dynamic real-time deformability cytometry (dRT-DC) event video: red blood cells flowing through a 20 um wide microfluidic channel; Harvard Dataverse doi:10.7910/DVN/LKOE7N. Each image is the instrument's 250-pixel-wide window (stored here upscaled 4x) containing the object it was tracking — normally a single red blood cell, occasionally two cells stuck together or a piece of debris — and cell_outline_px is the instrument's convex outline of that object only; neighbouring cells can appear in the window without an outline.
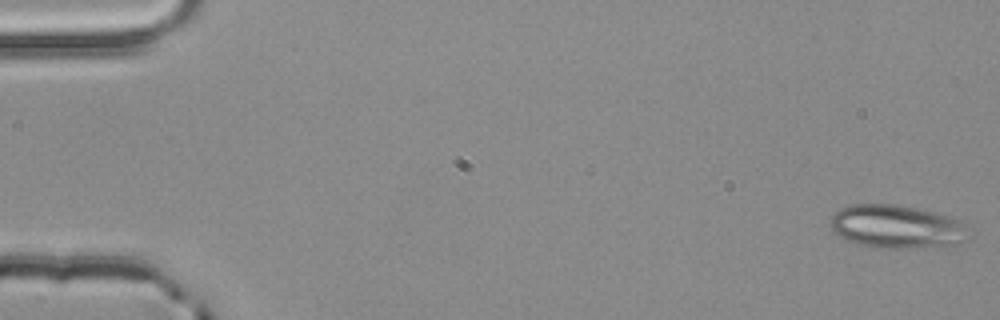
{"species": "common noctule bat (a hibernating species)", "species_latin": "Nyctalus noctula", "temperature_condition": "room temperature", "stored_images_in_passage": 3, "camera_frame_rate_fps": 3000, "um_per_image_px": 0.085, "animal": {"sex": "male", "body_mass_g": 20.4}, "frame": {"image": 1, "passage_image": 1, "time_ms": 0.0, "image_size_px": [1000, 320], "cell_outline_px": [[972, 236], [968, 240], [960, 244], [948, 248], [876, 248], [856, 244], [840, 236], [832, 228], [832, 216], [840, 208], [852, 204], [896, 204], [936, 212], [952, 216]], "centroid_in_image_um": [76.3, 19.3], "position_along_channel_um": 8.7, "area_um2": 35.43}}